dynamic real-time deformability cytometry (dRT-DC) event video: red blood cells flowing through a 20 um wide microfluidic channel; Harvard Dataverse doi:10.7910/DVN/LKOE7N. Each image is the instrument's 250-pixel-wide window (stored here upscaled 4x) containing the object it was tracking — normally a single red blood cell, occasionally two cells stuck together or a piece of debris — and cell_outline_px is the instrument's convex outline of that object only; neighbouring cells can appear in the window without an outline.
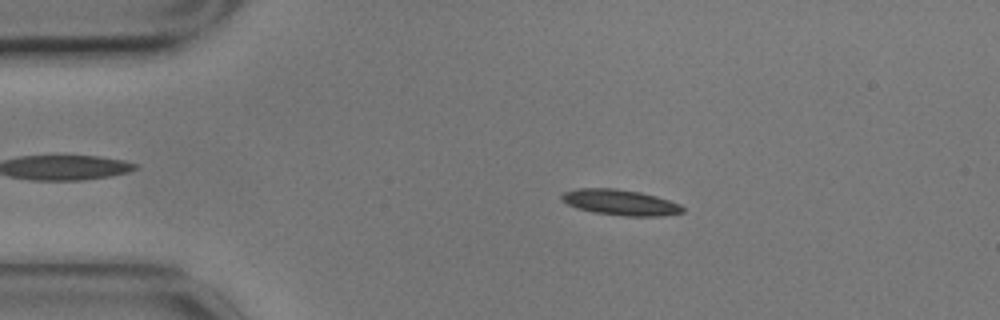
{"species": "common noctule bat (a hibernating species)", "species_latin": "Nyctalus noctula", "temperature_condition": "cold", "stored_images_in_passage": 54, "camera_frame_rate_fps": 3000, "um_per_image_px": 0.085, "animal": {"sex": "male", "body_mass_g": 17.9}, "frame": {"image": 1, "passage_image": 8, "time_ms": 2.333, "image_size_px": [1000, 320], "cell_outline_px": [[684, 212], [660, 216], [624, 216], [592, 212], [576, 208], [560, 200], [560, 196], [564, 192], [576, 188], [616, 188], [640, 192], [656, 196], [680, 204], [684, 208]], "centroid_in_image_um": [52.69, 17.2], "position_along_channel_um": 32.3, "area_um2": 18.21}}
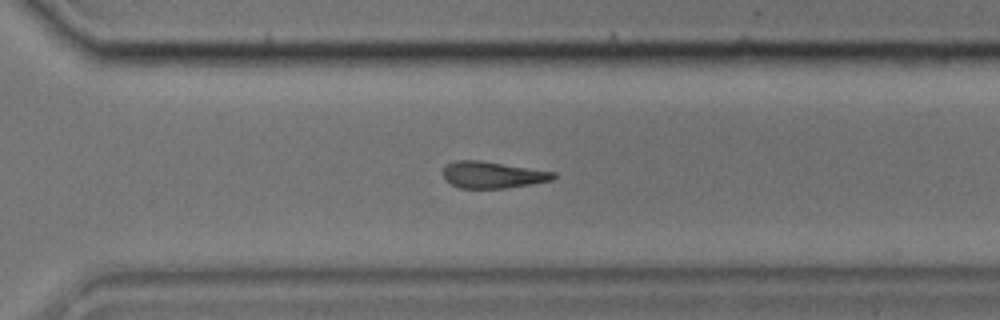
{"frame": {"image": 2, "passage_image": 37, "time_ms": 12.0, "image_size_px": [1000, 320], "cell_outline_px": [[556, 176], [552, 180], [532, 184], [504, 188], [460, 188], [444, 180], [444, 164], [456, 160], [480, 160], [556, 172]], "centroid_in_image_um": [41.85, 14.85], "position_along_channel_um": 328.7, "area_um2": 17.17}}
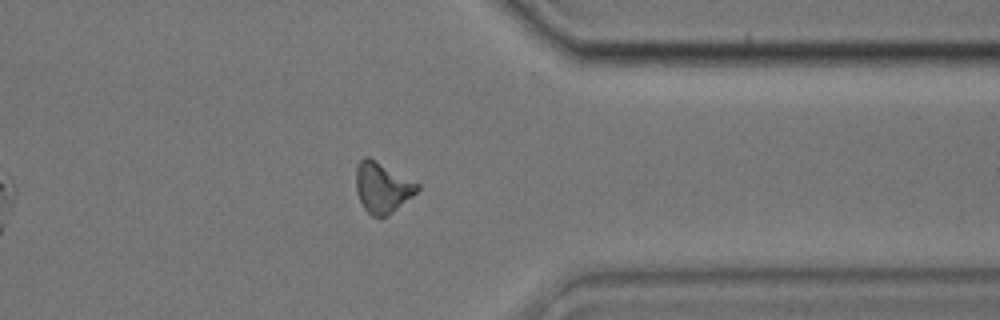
{"frame": {"image": 3, "passage_image": 42, "time_ms": 13.667, "image_size_px": [1000, 320], "cell_outline_px": [[420, 188], [412, 196], [388, 216], [372, 216], [364, 208], [356, 192], [356, 164], [364, 156], [368, 156], [420, 184]], "centroid_in_image_um": [32.48, 15.92], "position_along_channel_um": 378.9, "area_um2": 17.98}, "authors_computed_cell_mechanics": {"area_um2": 17.6868, "velocity_mm_per_s": 3.4832, "shape_relaxation_time_tau1_ms": 6.5673, "shape_relaxation_time_tau2_ms": null, "deformation_change_tau1": 0.2083, "deformation_change_tau2": null}}